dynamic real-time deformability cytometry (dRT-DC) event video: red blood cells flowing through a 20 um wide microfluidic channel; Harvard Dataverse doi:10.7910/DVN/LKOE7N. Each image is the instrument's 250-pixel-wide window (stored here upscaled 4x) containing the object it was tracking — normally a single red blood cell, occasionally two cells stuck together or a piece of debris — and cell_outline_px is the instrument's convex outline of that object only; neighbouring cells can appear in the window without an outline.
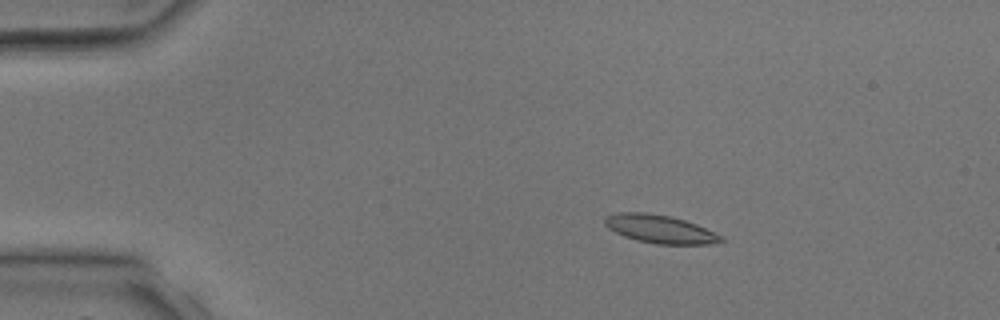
{"species": "common noctule bat (a hibernating species)", "species_latin": "Nyctalus noctula", "temperature_condition": "room temperature", "stored_images_in_passage": 4, "camera_frame_rate_fps": 3000, "um_per_image_px": 0.085, "animal": {"sex": "male", "body_mass_g": 17.9, "forearm_length_mm": 54.2}, "frame": {"image": 1, "passage_image": 3, "time_ms": 2.333, "image_size_px": [1000, 320], "cell_outline_px": [[724, 240], [712, 244], [656, 244], [636, 240], [624, 236], [608, 228], [604, 224], [604, 216], [616, 212], [648, 212], [672, 216], [696, 224], [724, 236]], "centroid_in_image_um": [56.08, 19.46], "position_along_channel_um": 28.9, "area_um2": 19.31}}